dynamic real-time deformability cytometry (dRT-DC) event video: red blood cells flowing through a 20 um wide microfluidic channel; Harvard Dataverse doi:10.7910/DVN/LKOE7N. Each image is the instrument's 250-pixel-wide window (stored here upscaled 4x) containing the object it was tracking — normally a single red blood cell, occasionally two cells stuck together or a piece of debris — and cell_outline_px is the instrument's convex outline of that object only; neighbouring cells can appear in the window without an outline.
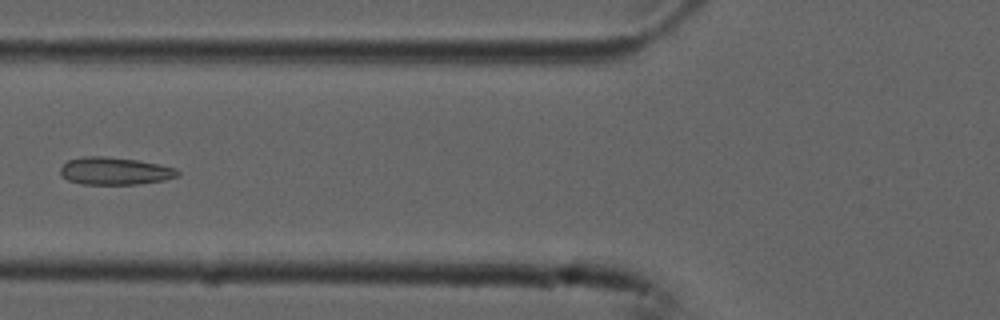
{"species": "common noctule bat (a hibernating species)", "species_latin": "Nyctalus noctula", "temperature_condition": "cold", "stored_images_in_passage": 6, "camera_frame_rate_fps": 3000, "um_per_image_px": 0.085, "animal": {"sex": "male", "forearm_length_mm": 52.5}, "frame": {"image": 1, "passage_image": 6, "time_ms": 1.667, "image_size_px": [1000, 320], "cell_outline_px": [[180, 176], [164, 180], [136, 184], [80, 184], [68, 180], [60, 176], [60, 168], [68, 160], [84, 156], [104, 156], [136, 160], [176, 168], [180, 172]], "centroid_in_image_um": [9.74, 14.54], "position_along_channel_um": 116.1, "area_um2": 18.79}}